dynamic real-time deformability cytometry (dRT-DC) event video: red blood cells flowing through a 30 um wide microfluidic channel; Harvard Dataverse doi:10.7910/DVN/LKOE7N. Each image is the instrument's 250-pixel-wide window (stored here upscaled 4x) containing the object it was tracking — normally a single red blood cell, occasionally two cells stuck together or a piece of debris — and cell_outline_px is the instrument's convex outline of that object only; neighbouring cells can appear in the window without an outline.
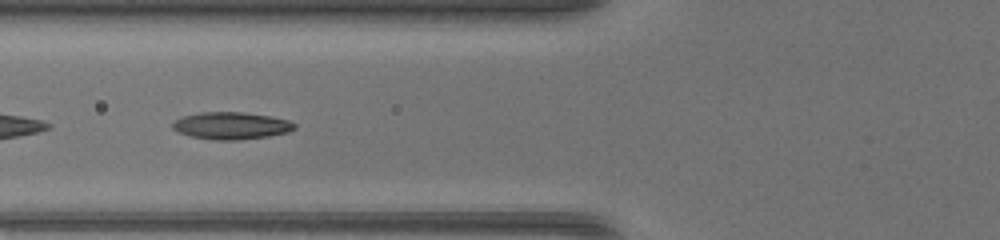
{"species": "common noctule bat (a hibernating species)", "species_latin": "Nyctalus noctula", "temperature_condition": "warm", "stored_images_in_passage": 26, "camera_frame_rate_fps": 3000, "um_per_image_px": 0.085, "animal": {"sex": "female", "body_mass_g": 17.0, "forearm_length_mm": 48.0}, "frame": {"image": 1, "passage_image": 8, "time_ms": 2.333, "image_size_px": [1000, 240], "cell_outline_px": [[296, 128], [288, 132], [268, 136], [236, 140], [212, 140], [192, 136], [180, 132], [172, 128], [172, 124], [176, 120], [184, 116], [200, 112], [244, 112], [268, 116], [288, 120], [296, 124]], "centroid_in_image_um": [19.67, 10.68], "position_along_channel_um": 106.1, "area_um2": 19.13}}